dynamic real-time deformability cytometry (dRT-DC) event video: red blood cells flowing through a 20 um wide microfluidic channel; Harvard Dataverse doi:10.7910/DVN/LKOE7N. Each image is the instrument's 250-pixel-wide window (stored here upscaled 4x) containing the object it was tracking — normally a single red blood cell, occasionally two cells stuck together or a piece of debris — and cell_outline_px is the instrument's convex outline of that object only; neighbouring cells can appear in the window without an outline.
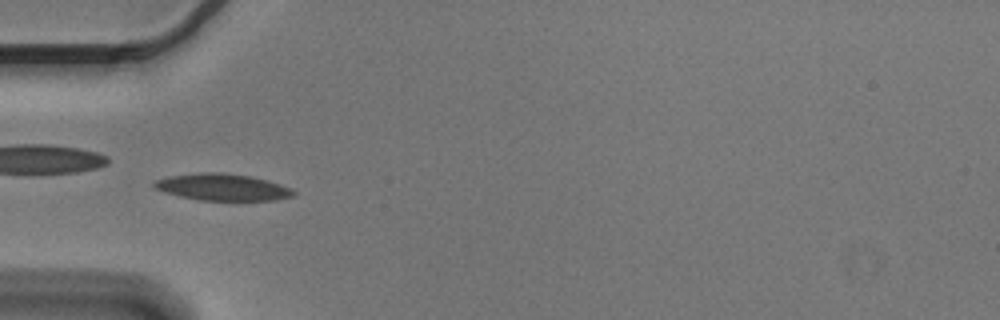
{"species": "Egyptian fruit bat (a non-hibernating species)", "species_latin": "Rousettus aegyptiacus", "temperature_condition": "cold", "stored_images_in_passage": 9, "camera_frame_rate_fps": 3000, "um_per_image_px": 0.085, "animal": {"sex": "male"}, "frame": {"image": 1, "passage_image": 4, "time_ms": 1.0, "image_size_px": [1000, 320], "cell_outline_px": [[296, 192], [292, 196], [276, 200], [200, 200], [180, 196], [164, 192], [152, 188], [152, 184], [156, 180], [168, 176], [200, 172], [224, 172], [252, 176], [268, 180], [292, 188]], "centroid_in_image_um": [18.9, 15.89], "position_along_channel_um": 66.1, "area_um2": 21.91}}
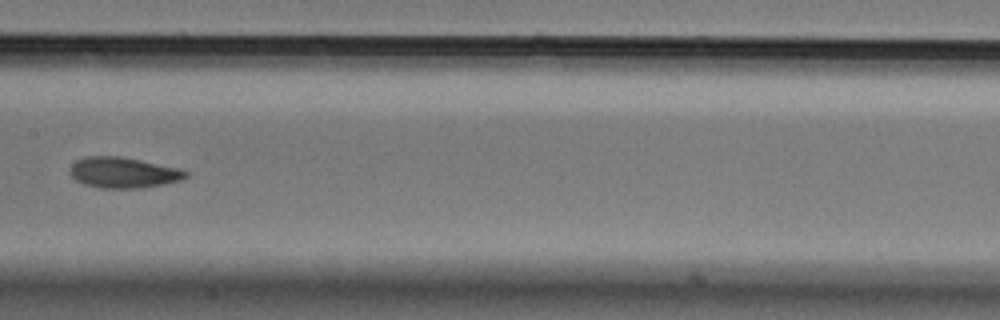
{"frame": {"image": 2, "passage_image": 7, "time_ms": 2.0, "image_size_px": [1000, 320], "cell_outline_px": [[188, 176], [180, 180], [164, 184], [140, 188], [100, 188], [84, 184], [76, 180], [68, 172], [72, 164], [76, 160], [88, 156], [120, 156], [180, 168], [188, 172]], "centroid_in_image_um": [10.47, 14.67], "position_along_channel_um": 196.9, "area_um2": 20.75}}
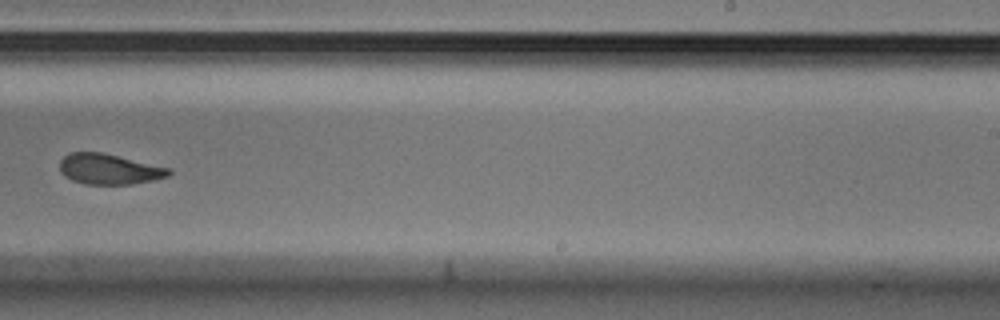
{"frame": {"image": 3, "passage_image": 9, "time_ms": 2.667, "image_size_px": [1000, 320], "cell_outline_px": [[172, 172], [168, 176], [152, 180], [132, 184], [84, 184], [72, 180], [64, 176], [60, 172], [60, 160], [68, 152], [104, 152], [172, 168]], "centroid_in_image_um": [9.28, 14.36], "position_along_channel_um": 279.7, "area_um2": 19.65}}